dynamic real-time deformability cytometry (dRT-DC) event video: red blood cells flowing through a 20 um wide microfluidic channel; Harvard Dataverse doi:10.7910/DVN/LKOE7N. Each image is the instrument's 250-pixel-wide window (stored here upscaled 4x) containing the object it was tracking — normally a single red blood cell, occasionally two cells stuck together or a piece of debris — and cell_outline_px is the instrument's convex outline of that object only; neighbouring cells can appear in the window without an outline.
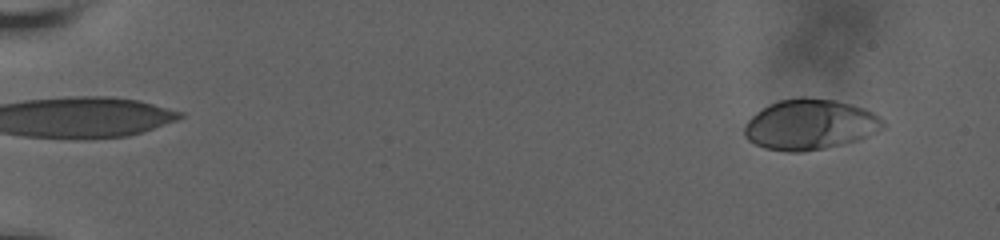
{"species": "human", "species_latin": "Homo sapiens", "temperature_condition": "room temperature", "stored_images_in_passage": 59, "camera_frame_rate_fps": 3000, "um_per_image_px": 0.085, "donor": {"sex": "male"}, "frame": {"image": 1, "passage_image": 5, "time_ms": 1.333, "image_size_px": [1000, 240], "cell_outline_px": [[884, 128], [860, 140], [824, 148], [804, 152], [788, 152], [764, 148], [748, 140], [744, 136], [744, 124], [756, 112], [768, 104], [780, 100], [804, 96], [836, 100], [852, 104], [864, 108], [880, 116], [884, 120]], "centroid_in_image_um": [68.85, 10.58], "position_along_channel_um": 16.1, "area_um2": 41.15}}
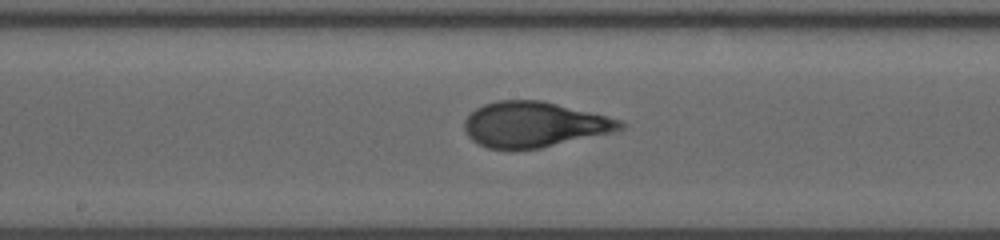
{"frame": {"image": 2, "passage_image": 34, "time_ms": 11.0, "image_size_px": [1000, 240], "cell_outline_px": [[624, 128], [612, 132], [540, 148], [488, 148], [472, 140], [468, 136], [464, 128], [464, 120], [476, 108], [484, 104], [496, 100], [540, 100], [608, 116], [620, 120], [624, 124]], "centroid_in_image_um": [45.39, 10.57], "position_along_channel_um": 202.8, "area_um2": 40.69}}
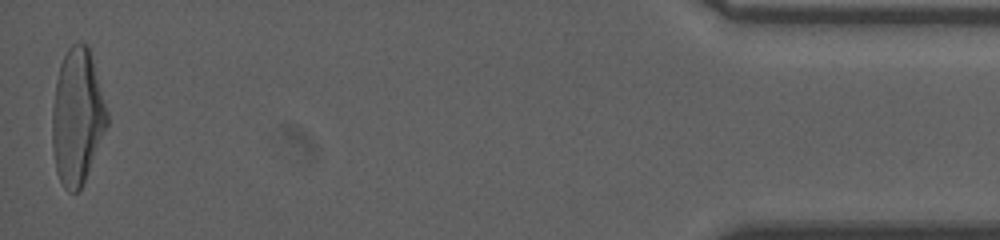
{"frame": {"image": 3, "passage_image": 59, "time_ms": 19.333, "image_size_px": [1000, 240], "cell_outline_px": [[108, 124], [84, 180], [80, 188], [76, 192], [68, 192], [64, 188], [56, 172], [52, 148], [52, 108], [56, 80], [60, 64], [68, 48], [72, 44], [88, 44], [108, 112]], "centroid_in_image_um": [6.55, 9.92], "position_along_channel_um": 428.7, "area_um2": 43.06}, "authors_computed_cell_mechanics": {"area_um2": 40.6334, "velocity_mm_per_s": 3.6735, "shape_relaxation_time_tau1_ms": 5.5216, "shape_relaxation_time_tau2_ms": null, "deformation_change_tau1": 0.2069, "deformation_change_tau2": null}}